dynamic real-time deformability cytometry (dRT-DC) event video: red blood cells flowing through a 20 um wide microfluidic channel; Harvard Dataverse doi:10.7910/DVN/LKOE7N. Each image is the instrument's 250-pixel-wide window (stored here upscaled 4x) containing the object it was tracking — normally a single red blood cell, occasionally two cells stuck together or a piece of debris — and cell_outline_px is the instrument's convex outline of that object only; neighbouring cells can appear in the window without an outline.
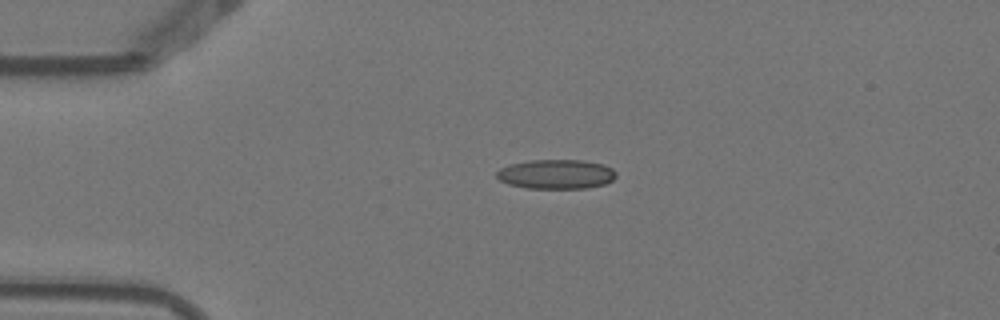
{"species": "Egyptian fruit bat (a non-hibernating species)", "species_latin": "Rousettus aegyptiacus", "temperature_condition": "warm", "stored_images_in_passage": 3, "camera_frame_rate_fps": 3000, "um_per_image_px": 0.085, "animal": {"sex": "female"}, "frame": {"image": 1, "passage_image": 2, "time_ms": 0.333, "image_size_px": [1000, 320], "cell_outline_px": [[616, 176], [612, 180], [604, 184], [588, 188], [528, 188], [508, 184], [500, 180], [496, 176], [496, 172], [500, 168], [512, 164], [532, 160], [580, 160], [604, 164], [612, 168], [616, 172]], "centroid_in_image_um": [47.29, 14.8], "position_along_channel_um": 37.7, "area_um2": 20.4}}